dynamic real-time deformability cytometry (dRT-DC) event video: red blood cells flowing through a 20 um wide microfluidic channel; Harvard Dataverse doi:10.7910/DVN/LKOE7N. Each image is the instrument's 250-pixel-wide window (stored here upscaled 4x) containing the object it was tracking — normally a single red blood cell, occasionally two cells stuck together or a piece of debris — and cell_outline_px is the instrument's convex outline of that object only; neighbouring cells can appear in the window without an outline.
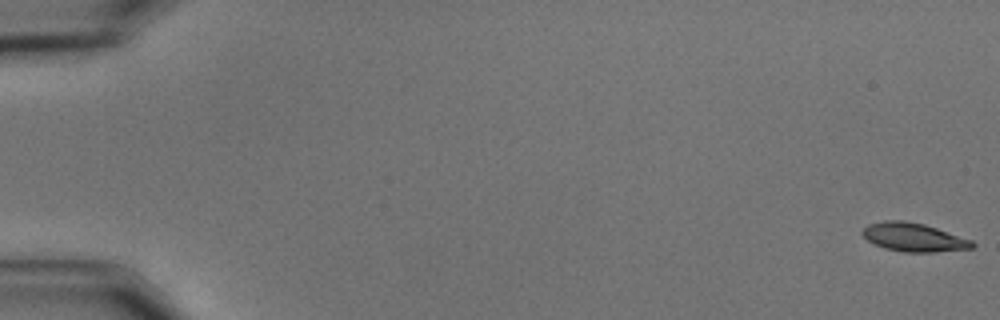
{"species": "common noctule bat (a hibernating species)", "species_latin": "Nyctalus noctula", "temperature_condition": "cold", "stored_images_in_passage": 58, "camera_frame_rate_fps": 3000, "um_per_image_px": 0.085, "animal": {"sex": "male", "body_mass_g": 15.6}, "frame": {"image": 1, "passage_image": 1, "time_ms": 0.0, "image_size_px": [1000, 320], "cell_outline_px": [[976, 244], [972, 248], [936, 252], [904, 252], [884, 248], [868, 240], [860, 232], [868, 224], [884, 220], [904, 220], [924, 224], [972, 240]], "centroid_in_image_um": [77.66, 20.16], "position_along_channel_um": 7.3, "area_um2": 18.21}}
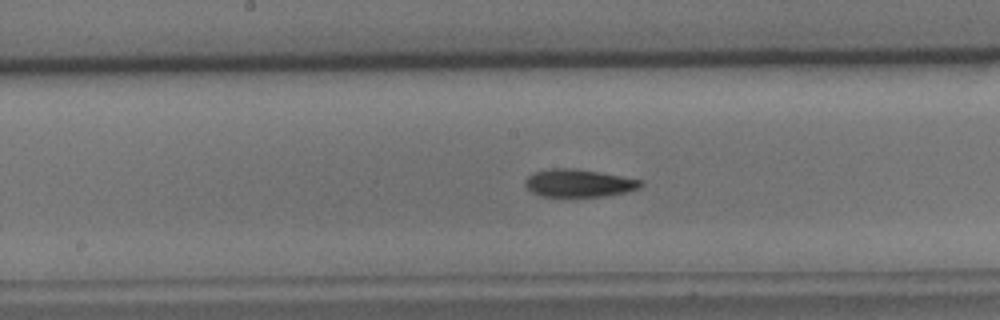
{"frame": {"image": 2, "passage_image": 31, "time_ms": 10.0, "image_size_px": [1000, 320], "cell_outline_px": [[644, 184], [640, 188], [624, 192], [604, 196], [540, 196], [532, 192], [524, 184], [524, 180], [532, 172], [548, 168], [576, 168], [644, 180]], "centroid_in_image_um": [49.18, 15.55], "position_along_channel_um": 199.0, "area_um2": 18.79}}
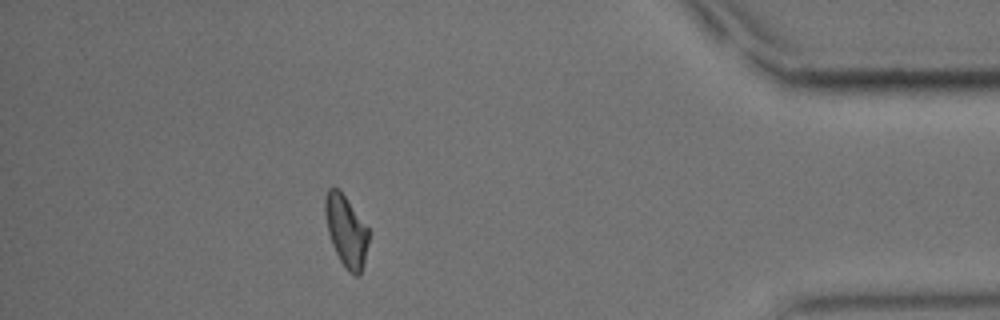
{"frame": {"image": 3, "passage_image": 52, "time_ms": 17.0, "image_size_px": [1000, 320], "cell_outline_px": [[368, 244], [364, 264], [360, 276], [356, 276], [348, 272], [340, 260], [332, 244], [328, 232], [324, 212], [324, 200], [328, 188], [332, 184], [340, 188], [368, 228]], "centroid_in_image_um": [29.41, 19.59], "position_along_channel_um": 405.8, "area_um2": 18.38}, "authors_computed_cell_mechanics": {"area_um2": 18.5827, "velocity_mm_per_s": 3.5238, "shape_relaxation_time_tau1_ms": 4.6681, "shape_relaxation_time_tau2_ms": 4.5078, "deformation_change_tau1": 0.1489, "deformation_change_tau2": 0.1069}}